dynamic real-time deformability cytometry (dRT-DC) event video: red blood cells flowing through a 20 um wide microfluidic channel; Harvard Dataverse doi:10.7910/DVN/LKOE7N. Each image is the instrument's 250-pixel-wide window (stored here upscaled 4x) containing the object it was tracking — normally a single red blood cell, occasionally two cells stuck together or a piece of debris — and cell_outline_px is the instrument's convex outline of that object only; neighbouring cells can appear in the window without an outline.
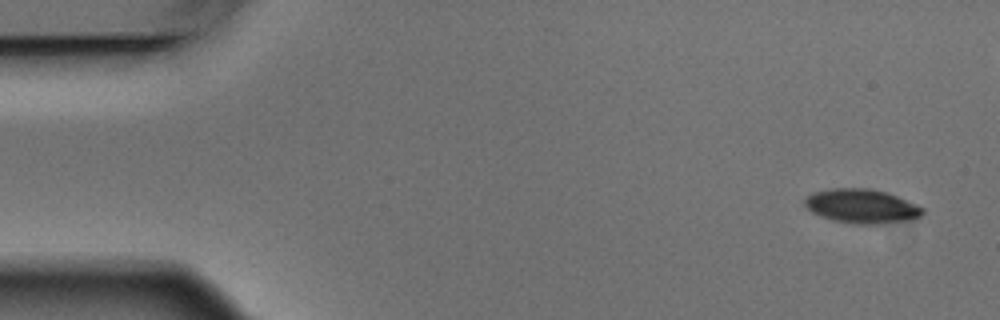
{"species": "Egyptian fruit bat (a non-hibernating species)", "species_latin": "Rousettus aegyptiacus", "temperature_condition": "warm", "stored_images_in_passage": 5, "camera_frame_rate_fps": 3000, "um_per_image_px": 0.085, "animal": {"sex": "male"}, "frame": {"image": 1, "passage_image": 1, "time_ms": 0.0, "image_size_px": [1000, 320], "cell_outline_px": [[924, 212], [920, 216], [912, 220], [880, 224], [852, 224], [832, 220], [820, 216], [812, 212], [804, 204], [804, 200], [812, 192], [832, 188], [868, 188], [884, 192], [896, 196], [916, 204], [924, 208]], "centroid_in_image_um": [73.24, 17.53], "position_along_channel_um": 11.8, "area_um2": 23.52}}
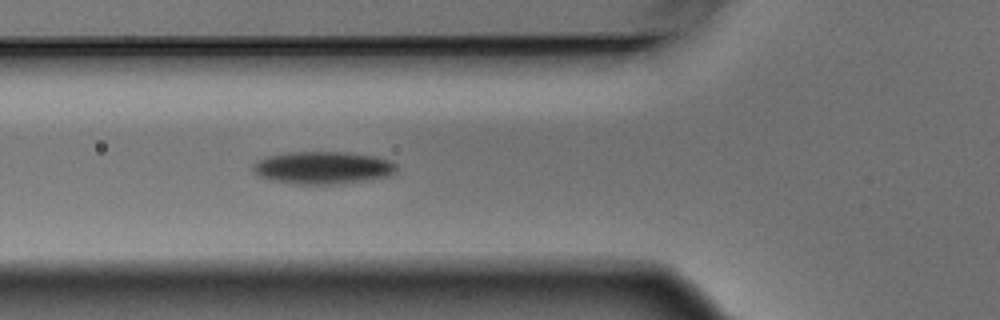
{"frame": {"image": 2, "passage_image": 5, "time_ms": 1.333, "image_size_px": [1000, 320], "cell_outline_px": [[396, 172], [392, 176], [344, 184], [296, 184], [276, 180], [260, 176], [252, 172], [252, 164], [256, 160], [268, 156], [288, 152], [348, 152], [376, 156], [388, 160], [396, 164]], "centroid_in_image_um": [27.47, 14.25], "position_along_channel_um": 98.3, "area_um2": 27.46}}